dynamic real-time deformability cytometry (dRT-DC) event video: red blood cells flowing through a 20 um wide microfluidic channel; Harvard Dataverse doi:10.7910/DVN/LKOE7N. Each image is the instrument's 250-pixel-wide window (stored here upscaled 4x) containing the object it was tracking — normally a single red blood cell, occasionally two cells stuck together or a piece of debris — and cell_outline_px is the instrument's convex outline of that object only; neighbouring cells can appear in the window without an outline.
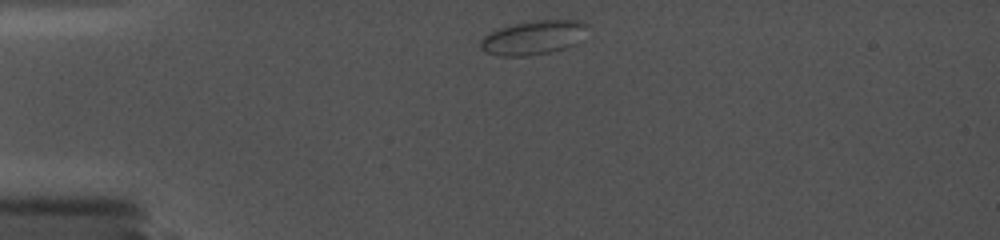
{"species": "common noctule bat (a hibernating species)", "species_latin": "Nyctalus noctula", "temperature_condition": "cold", "stored_images_in_passage": 99, "camera_frame_rate_fps": 5000, "um_per_image_px": 0.085, "animal": {"sex": "female", "body_mass_g": 19.0, "forearm_length_mm": 56.7}, "frame": {"image": 1, "passage_image": 1, "time_ms": 0.0, "image_size_px": [1000, 240], "cell_outline_px": [[588, 24], [544, 52], [520, 56], [504, 56], [488, 52], [480, 44], [480, 40], [488, 32], [512, 24], [532, 20], [584, 20]], "centroid_in_image_um": [45.0, 3.12], "position_along_channel_um": 40.0, "area_um2": 18.67}}
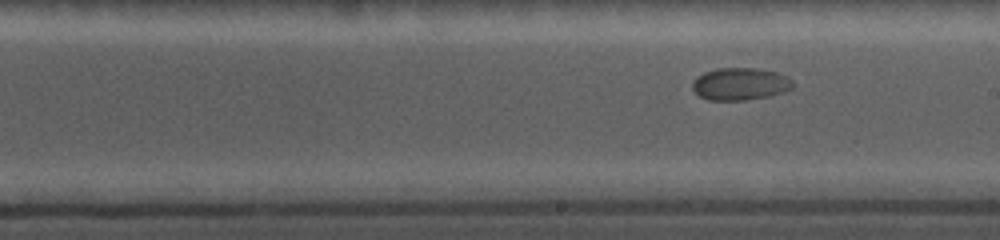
{"frame": {"image": 2, "passage_image": 47, "time_ms": 6.4, "image_size_px": [1000, 240], "cell_outline_px": [[792, 88], [784, 92], [768, 96], [744, 100], [708, 100], [700, 96], [692, 88], [692, 80], [696, 76], [704, 72], [716, 68], [756, 68], [776, 72], [788, 76], [792, 80]], "centroid_in_image_um": [62.89, 7.13], "position_along_channel_um": 226.1, "area_um2": 19.02}}
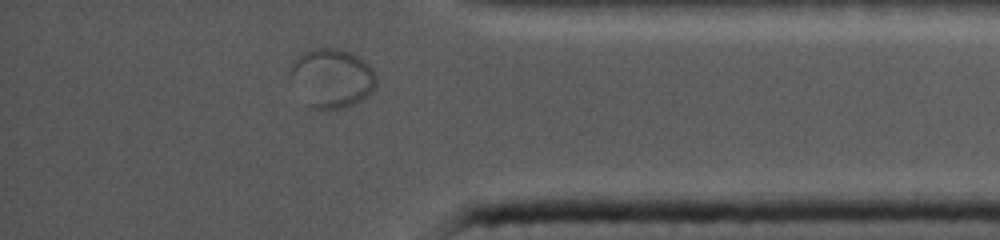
{"frame": {"image": 3, "passage_image": 86, "time_ms": 11.6, "image_size_px": [1000, 240], "cell_outline_px": [[376, 84], [372, 92], [364, 100], [344, 108], [312, 108], [308, 104], [292, 72], [292, 60], [304, 52], [312, 48], [340, 48], [364, 60], [372, 68], [376, 76]], "centroid_in_image_um": [28.3, 6.61], "position_along_channel_um": 406.9, "area_um2": 28.73}}